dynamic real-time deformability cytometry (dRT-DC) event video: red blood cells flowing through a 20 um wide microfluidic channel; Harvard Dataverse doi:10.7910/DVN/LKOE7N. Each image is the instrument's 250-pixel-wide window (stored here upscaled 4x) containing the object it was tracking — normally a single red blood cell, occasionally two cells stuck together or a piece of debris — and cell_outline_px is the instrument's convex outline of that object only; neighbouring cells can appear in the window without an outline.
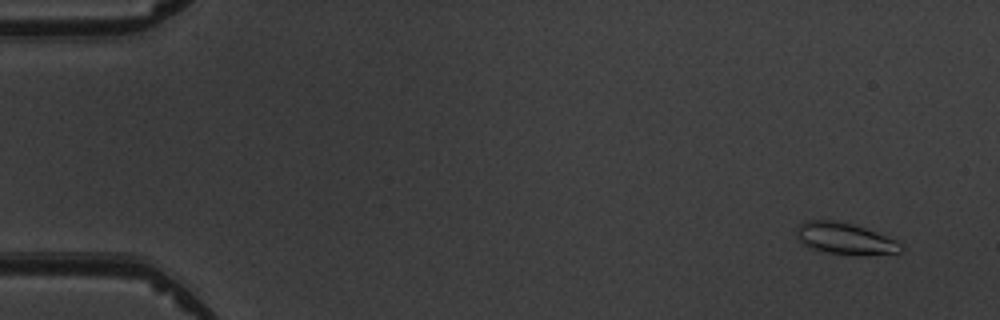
{"species": "common noctule bat (a hibernating species)", "species_latin": "Nyctalus noctula", "temperature_condition": "warm", "stored_images_in_passage": 9, "camera_frame_rate_fps": 3000, "um_per_image_px": 0.085, "animal": {"sex": "male", "body_mass_g": 19.5, "forearm_length_mm": 54.6}, "frame": {"image": 1, "passage_image": 2, "time_ms": 1.0, "image_size_px": [1000, 320], "cell_outline_px": [[904, 252], [820, 252], [808, 248], [796, 236], [796, 228], [800, 224], [808, 220], [836, 220], [852, 224], [864, 228], [896, 240], [904, 244]], "centroid_in_image_um": [71.75, 20.23], "position_along_channel_um": 13.3, "area_um2": 18.38}}
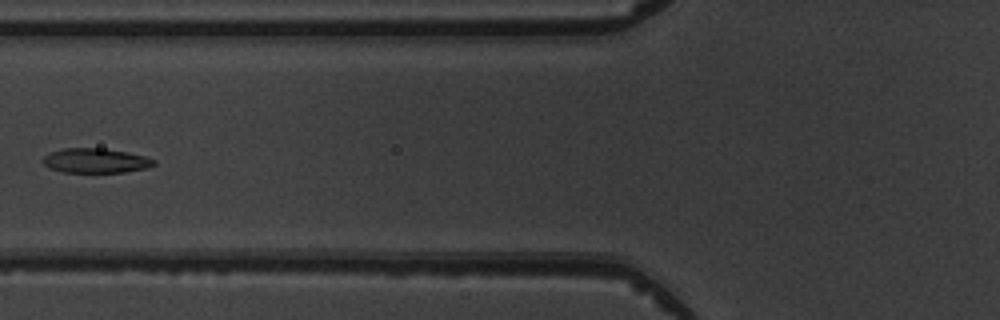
{"frame": {"image": 2, "passage_image": 7, "time_ms": 7.0, "image_size_px": [1000, 320], "cell_outline_px": [[156, 164], [148, 168], [124, 172], [60, 172], [48, 168], [40, 160], [44, 156], [52, 152], [64, 148], [104, 148], [128, 152], [144, 156], [156, 160]], "centroid_in_image_um": [8.12, 13.66], "position_along_channel_um": 117.7, "area_um2": 16.07}}
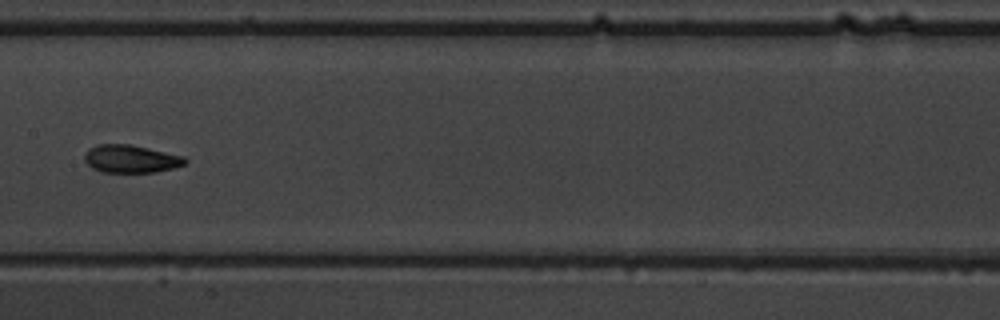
{"frame": {"image": 3, "passage_image": 9, "time_ms": 9.0, "image_size_px": [1000, 320], "cell_outline_px": [[188, 160], [184, 164], [172, 168], [156, 172], [100, 172], [92, 168], [84, 160], [84, 156], [88, 148], [96, 144], [128, 144], [148, 148], [184, 156]], "centroid_in_image_um": [11.09, 13.5], "position_along_channel_um": 196.3, "area_um2": 16.3}}